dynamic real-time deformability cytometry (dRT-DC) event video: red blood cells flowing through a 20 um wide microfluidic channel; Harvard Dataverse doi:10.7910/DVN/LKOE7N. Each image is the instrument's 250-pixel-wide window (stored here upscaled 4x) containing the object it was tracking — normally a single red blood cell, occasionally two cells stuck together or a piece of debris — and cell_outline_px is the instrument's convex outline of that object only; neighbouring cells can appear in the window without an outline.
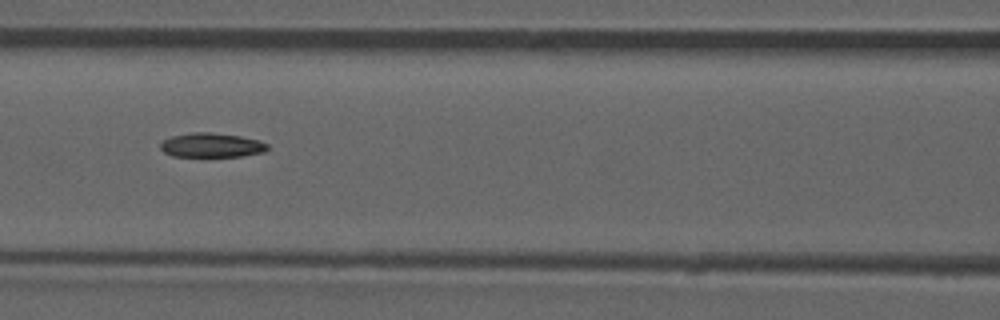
{"species": "common noctule bat (a hibernating species)", "species_latin": "Nyctalus noctula", "temperature_condition": "room temperature", "stored_images_in_passage": 50, "camera_frame_rate_fps": 3000, "um_per_image_px": 0.085, "animal": {"sex": "male", "forearm_length_mm": 52.5}, "frame": {"image": 1, "passage_image": 22, "time_ms": 7.0, "image_size_px": [1000, 320], "cell_outline_px": [[268, 148], [264, 152], [240, 156], [172, 156], [164, 152], [160, 148], [160, 144], [164, 140], [172, 136], [192, 132], [212, 132], [240, 136], [260, 140], [268, 144]], "centroid_in_image_um": [17.99, 12.33], "position_along_channel_um": 148.6, "area_um2": 15.14}}